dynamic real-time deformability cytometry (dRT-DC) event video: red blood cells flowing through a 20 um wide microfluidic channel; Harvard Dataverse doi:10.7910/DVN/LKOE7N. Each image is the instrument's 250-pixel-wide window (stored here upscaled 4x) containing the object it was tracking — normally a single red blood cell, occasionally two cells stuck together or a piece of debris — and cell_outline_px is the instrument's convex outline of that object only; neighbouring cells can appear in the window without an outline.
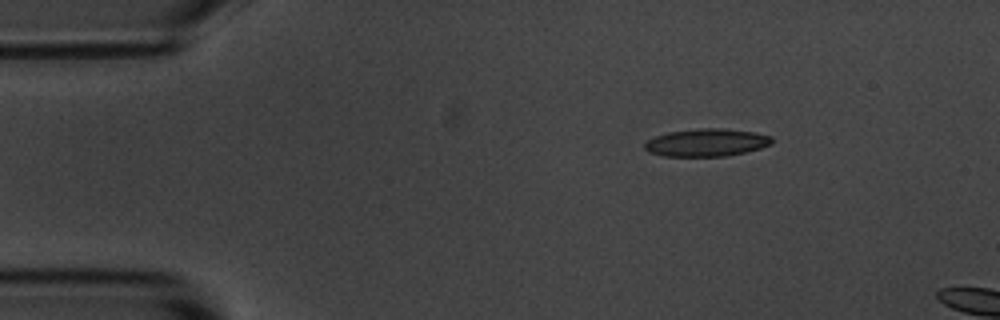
{"species": "common noctule bat (a hibernating species)", "species_latin": "Nyctalus noctula", "temperature_condition": "room temperature", "stored_images_in_passage": 3, "camera_frame_rate_fps": 3000, "um_per_image_px": 0.085, "animal": {"sex": "male", "body_mass_g": 20.1, "forearm_length_mm": 53.5}, "frame": {"image": 1, "passage_image": 1, "time_ms": 0.0, "image_size_px": [1000, 320], "cell_outline_px": [[772, 144], [760, 148], [744, 152], [724, 156], [664, 156], [648, 152], [644, 148], [644, 144], [648, 140], [656, 136], [668, 132], [700, 128], [724, 128], [752, 132], [772, 136]], "centroid_in_image_um": [60.04, 12.11], "position_along_channel_um": 25.0, "area_um2": 20.4}}